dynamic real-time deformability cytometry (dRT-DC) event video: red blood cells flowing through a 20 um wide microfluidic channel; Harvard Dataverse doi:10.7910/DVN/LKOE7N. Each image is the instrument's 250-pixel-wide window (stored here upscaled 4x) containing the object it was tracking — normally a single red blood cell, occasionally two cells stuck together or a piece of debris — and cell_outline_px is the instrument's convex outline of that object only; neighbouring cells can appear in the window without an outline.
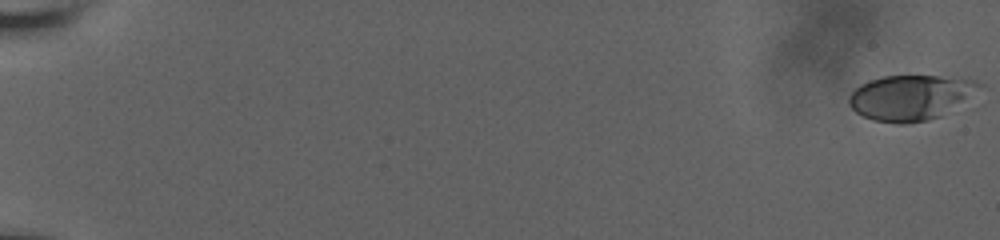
{"species": "human", "species_latin": "Homo sapiens", "temperature_condition": "room temperature", "stored_images_in_passage": 82, "camera_frame_rate_fps": 3000, "um_per_image_px": 0.085, "donor": {"sex": "male"}, "frame": {"image": 1, "passage_image": 1, "time_ms": 0.0, "image_size_px": [1000, 240], "cell_outline_px": [[984, 84], [940, 116], [928, 120], [908, 124], [896, 124], [872, 120], [856, 112], [848, 104], [848, 96], [860, 84], [884, 76], [940, 76], [976, 80]], "centroid_in_image_um": [77.32, 8.29], "position_along_channel_um": 7.7, "area_um2": 33.76}}
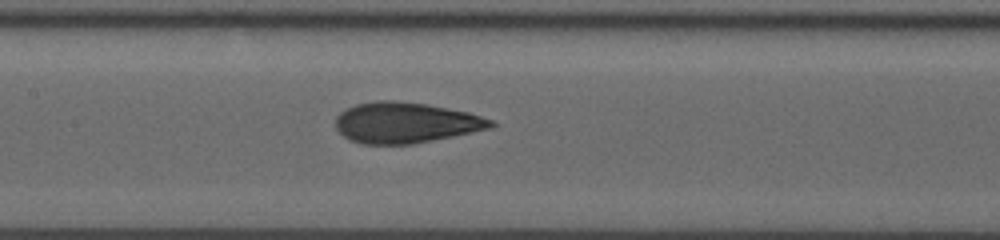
{"frame": {"image": 2, "passage_image": 42, "time_ms": 10.333, "image_size_px": [1000, 240], "cell_outline_px": [[496, 124], [488, 128], [432, 140], [412, 144], [364, 144], [348, 140], [336, 128], [336, 116], [344, 108], [356, 104], [376, 100], [392, 100], [428, 104], [468, 112], [492, 120]], "centroid_in_image_um": [34.41, 10.41], "position_along_channel_um": 173.0, "area_um2": 36.65}}
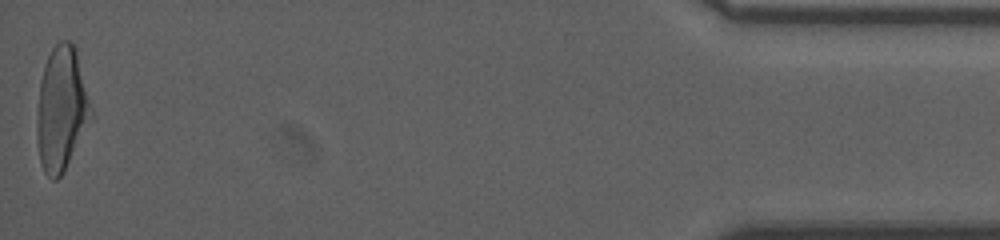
{"frame": {"image": 3, "passage_image": 81, "time_ms": 19.333, "image_size_px": [1000, 240], "cell_outline_px": [[92, 116], [60, 176], [56, 180], [52, 180], [44, 172], [40, 164], [36, 140], [36, 112], [40, 80], [44, 64], [52, 48], [60, 40], [72, 40], [76, 48], [92, 108]], "centroid_in_image_um": [5.19, 9.21], "position_along_channel_um": 430.0, "area_um2": 39.13}, "authors_computed_cell_mechanics": {"area_um2": 36.2117, "velocity_mm_per_s": 3.7812, "shape_relaxation_time_tau1_ms": 5.6872, "shape_relaxation_time_tau2_ms": 1.1089, "deformation_change_tau1": 0.2026, "deformation_change_tau2": 0.0858}}